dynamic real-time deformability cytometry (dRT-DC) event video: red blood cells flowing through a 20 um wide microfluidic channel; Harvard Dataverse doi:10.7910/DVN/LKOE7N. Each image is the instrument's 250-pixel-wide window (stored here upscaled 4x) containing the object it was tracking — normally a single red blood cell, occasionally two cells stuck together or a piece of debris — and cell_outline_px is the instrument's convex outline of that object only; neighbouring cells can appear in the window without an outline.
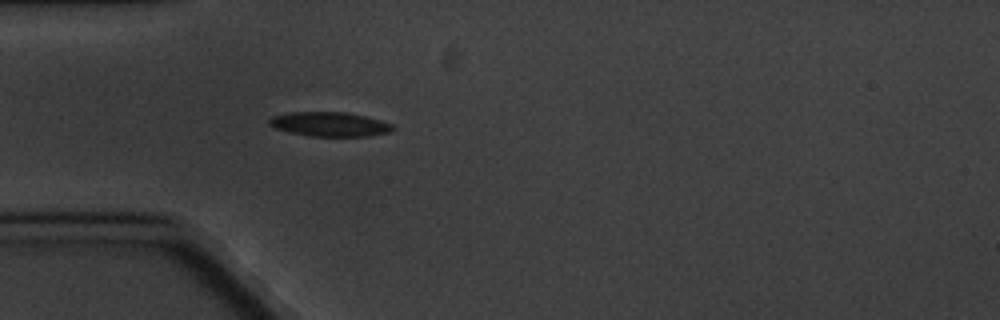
{"species": "common noctule bat (a hibernating species)", "species_latin": "Nyctalus noctula", "temperature_condition": "cold", "stored_images_in_passage": 5, "camera_frame_rate_fps": 3000, "um_per_image_px": 0.085, "animal": {"sex": "male", "body_mass_g": 20.1, "forearm_length_mm": 53.5}, "frame": {"image": 1, "passage_image": 5, "time_ms": 4.333, "image_size_px": [1000, 320], "cell_outline_px": [[396, 128], [392, 132], [368, 136], [312, 136], [292, 132], [276, 128], [268, 124], [268, 120], [272, 116], [288, 112], [348, 112], [380, 120], [392, 124]], "centroid_in_image_um": [28.06, 10.55], "position_along_channel_um": 56.9, "area_um2": 17.51}}